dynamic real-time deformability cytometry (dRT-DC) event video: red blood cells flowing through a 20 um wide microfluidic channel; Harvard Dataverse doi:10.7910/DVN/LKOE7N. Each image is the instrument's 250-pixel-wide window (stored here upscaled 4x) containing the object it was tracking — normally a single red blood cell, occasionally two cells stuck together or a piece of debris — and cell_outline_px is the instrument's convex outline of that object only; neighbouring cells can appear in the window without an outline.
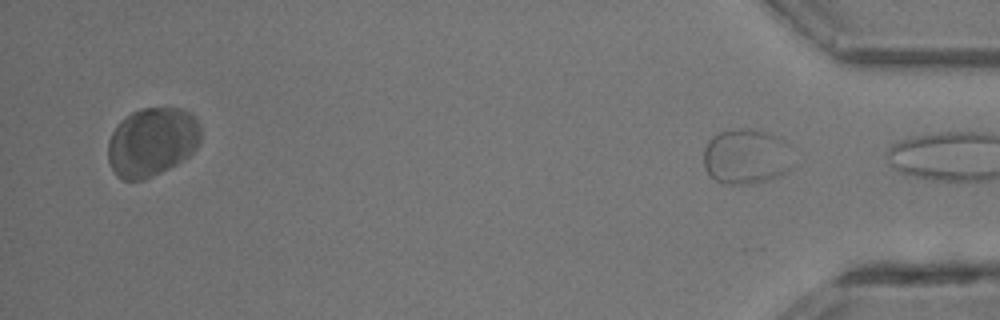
{"species": "common noctule bat (a hibernating species)", "species_latin": "Nyctalus noctula", "temperature_condition": "room temperature", "stored_images_in_passage": 27, "segment_of_instrument_passage": [2, 2], "camera_frame_rate_fps": 3000, "um_per_image_px": 0.085, "animal": {"sex": "male", "body_mass_g": 13.3}, "frame": {"image": 1, "passage_image": 27, "time_ms": 8.667, "image_size_px": [1000, 320], "cell_outline_px": [[792, 168], [788, 172], [768, 180], [748, 184], [724, 184], [716, 180], [704, 168], [704, 148], [708, 140], [716, 132], [740, 128], [748, 128], [764, 132], [776, 136], [784, 140], [788, 144]], "centroid_in_image_um": [63.41, 13.3], "position_along_channel_um": 371.8, "area_um2": 28.96}}